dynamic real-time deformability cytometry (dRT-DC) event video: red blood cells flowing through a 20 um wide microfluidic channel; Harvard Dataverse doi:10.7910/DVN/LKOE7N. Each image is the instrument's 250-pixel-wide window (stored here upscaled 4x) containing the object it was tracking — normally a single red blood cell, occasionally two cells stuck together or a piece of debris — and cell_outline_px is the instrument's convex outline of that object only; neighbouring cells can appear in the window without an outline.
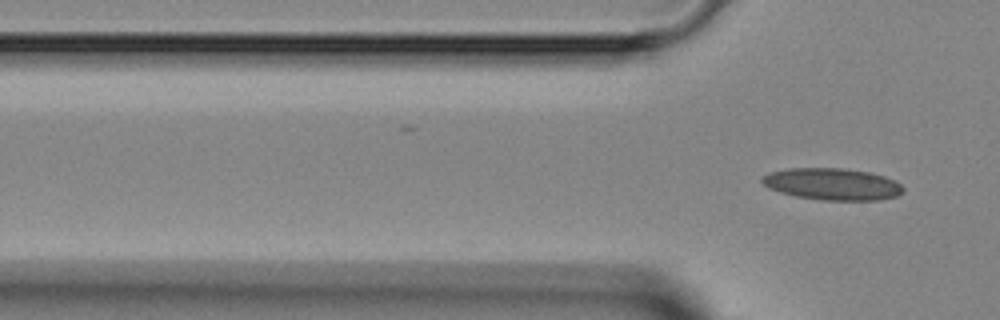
{"species": "Egyptian fruit bat (a non-hibernating species)", "species_latin": "Rousettus aegyptiacus", "temperature_condition": "room temperature", "stored_images_in_passage": 2, "camera_frame_rate_fps": 3000, "um_per_image_px": 0.085, "animal": {"sex": "female"}, "frame": {"image": 1, "passage_image": 2, "time_ms": 1.0, "image_size_px": [1000, 320], "cell_outline_px": [[904, 192], [896, 196], [876, 200], [820, 200], [796, 196], [780, 192], [768, 188], [760, 180], [760, 176], [768, 172], [788, 168], [844, 168], [868, 172], [884, 176], [896, 180], [904, 188]], "centroid_in_image_um": [70.72, 15.64], "position_along_channel_um": 55.1, "area_um2": 26.36}}